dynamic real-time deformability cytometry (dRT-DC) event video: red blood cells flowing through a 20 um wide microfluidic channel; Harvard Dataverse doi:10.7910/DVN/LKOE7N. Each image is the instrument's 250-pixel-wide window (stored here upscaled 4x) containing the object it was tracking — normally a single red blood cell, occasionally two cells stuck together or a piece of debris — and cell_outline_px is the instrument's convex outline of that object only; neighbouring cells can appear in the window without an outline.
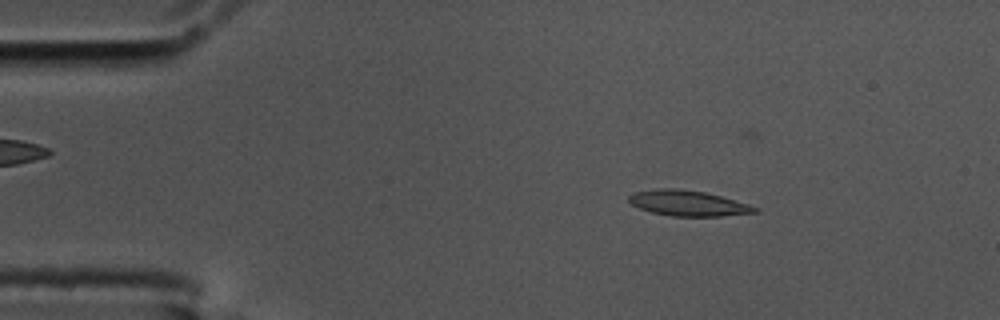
{"species": "common noctule bat (a hibernating species)", "species_latin": "Nyctalus noctula", "temperature_condition": "cold", "stored_images_in_passage": 54, "camera_frame_rate_fps": 3000, "um_per_image_px": 0.085, "animal": {"sex": "male", "body_mass_g": 17.5, "forearm_length_mm": 52.3}, "frame": {"image": 1, "passage_image": 9, "time_ms": 2.667, "image_size_px": [1000, 320], "cell_outline_px": [[760, 212], [720, 216], [672, 216], [652, 212], [640, 208], [632, 204], [628, 200], [628, 196], [636, 192], [656, 188], [676, 188], [704, 192], [720, 196], [748, 204], [760, 208]], "centroid_in_image_um": [58.5, 17.27], "position_along_channel_um": 26.5, "area_um2": 18.61}}
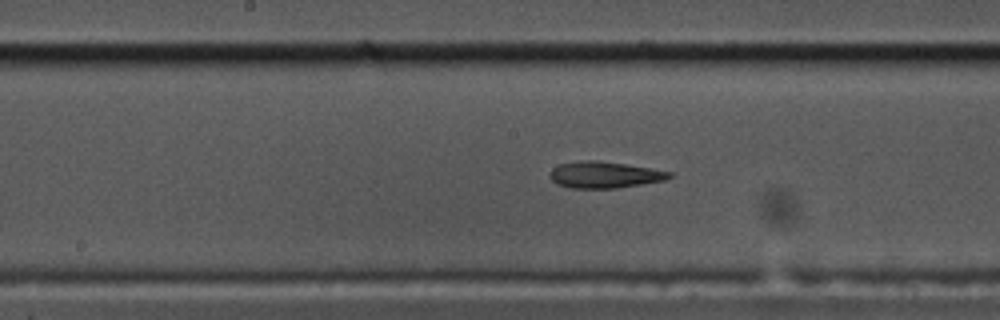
{"frame": {"image": 2, "passage_image": 28, "time_ms": 9.0, "image_size_px": [1000, 320], "cell_outline_px": [[672, 176], [664, 180], [616, 188], [568, 188], [556, 184], [548, 176], [548, 172], [552, 168], [560, 164], [584, 160], [596, 160], [624, 164], [672, 172]], "centroid_in_image_um": [51.3, 14.86], "position_along_channel_um": 196.9, "area_um2": 18.32}}
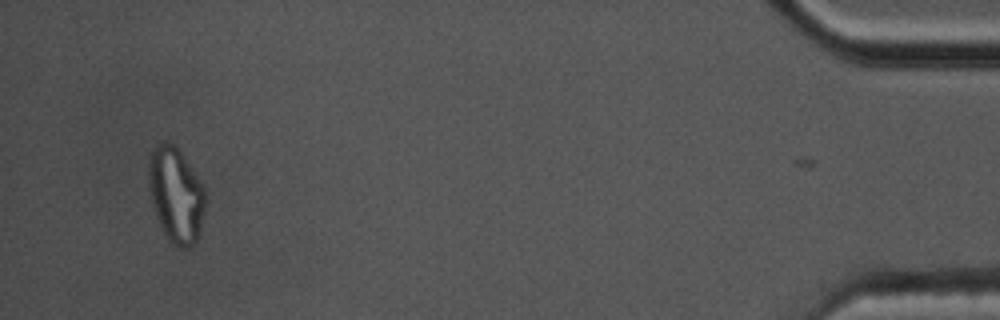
{"frame": {"image": 3, "passage_image": 53, "time_ms": 17.333, "image_size_px": [1000, 320], "cell_outline_px": [[204, 204], [200, 228], [196, 240], [188, 248], [180, 248], [172, 244], [168, 240], [160, 228], [152, 204], [148, 180], [148, 164], [152, 152], [164, 140], [168, 140], [184, 156], [204, 188]], "centroid_in_image_um": [14.92, 16.59], "position_along_channel_um": 420.3, "area_um2": 30.98}, "authors_computed_cell_mechanics": {"area_um2": 18.5827, "velocity_mm_per_s": 3.6205, "shape_relaxation_time_tau1_ms": null, "shape_relaxation_time_tau2_ms": 2.9301, "deformation_change_tau1": null, "deformation_change_tau2": 0.1178}}